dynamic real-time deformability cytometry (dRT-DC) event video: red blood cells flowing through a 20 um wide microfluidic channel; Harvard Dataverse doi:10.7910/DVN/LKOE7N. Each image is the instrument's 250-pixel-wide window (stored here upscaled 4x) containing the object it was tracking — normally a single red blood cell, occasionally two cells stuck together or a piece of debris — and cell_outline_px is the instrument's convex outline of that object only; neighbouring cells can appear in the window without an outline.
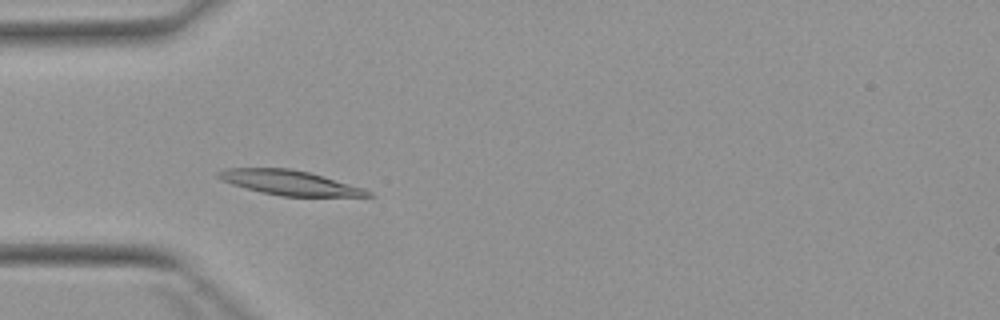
{"species": "Egyptian fruit bat (a non-hibernating species)", "species_latin": "Rousettus aegyptiacus", "temperature_condition": "warm", "stored_images_in_passage": 6, "camera_frame_rate_fps": 3000, "um_per_image_px": 0.085, "animal": {"sex": "female"}, "frame": {"image": 1, "passage_image": 4, "time_ms": 3.667, "image_size_px": [1000, 320], "cell_outline_px": [[376, 196], [280, 196], [260, 192], [232, 184], [220, 180], [216, 176], [216, 172], [224, 168], [288, 168], [308, 172], [324, 176], [364, 188], [372, 192]], "centroid_in_image_um": [24.59, 15.52], "position_along_channel_um": 60.4, "area_um2": 21.56}}
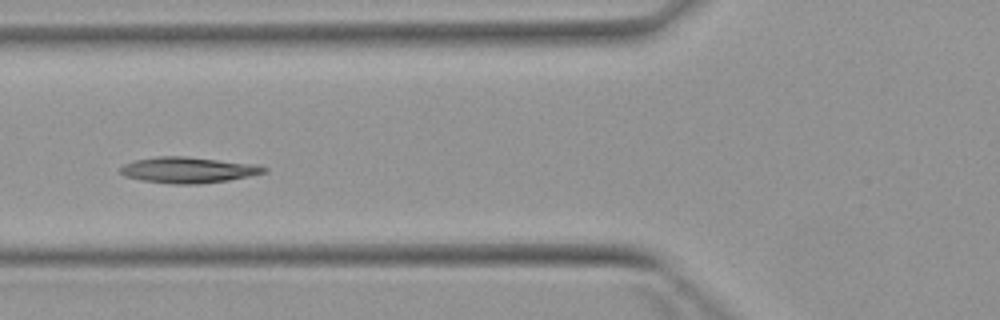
{"frame": {"image": 2, "passage_image": 5, "time_ms": 5.0, "image_size_px": [1000, 320], "cell_outline_px": [[268, 172], [228, 180], [200, 184], [172, 184], [140, 180], [124, 176], [120, 172], [120, 168], [124, 164], [136, 160], [156, 156], [184, 156], [256, 164], [268, 168]], "centroid_in_image_um": [15.99, 14.45], "position_along_channel_um": 109.8, "area_um2": 21.73}}
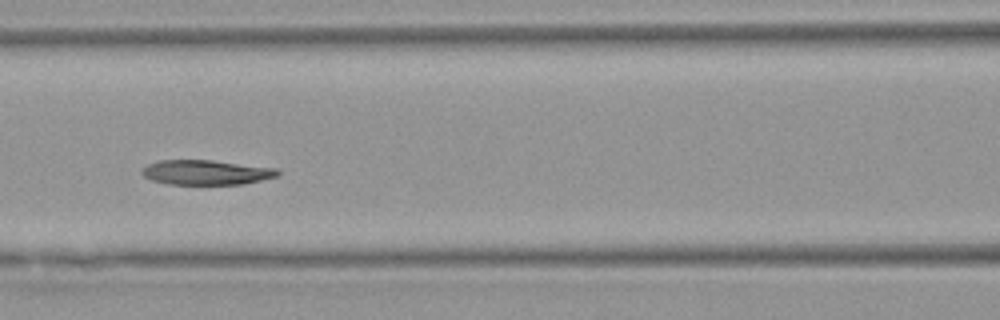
{"frame": {"image": 3, "passage_image": 6, "time_ms": 6.0, "image_size_px": [1000, 320], "cell_outline_px": [[280, 176], [244, 184], [168, 184], [152, 180], [144, 176], [140, 172], [148, 164], [160, 160], [212, 160], [276, 168], [280, 172]], "centroid_in_image_um": [17.55, 14.65], "position_along_channel_um": 149.0, "area_um2": 19.59}}